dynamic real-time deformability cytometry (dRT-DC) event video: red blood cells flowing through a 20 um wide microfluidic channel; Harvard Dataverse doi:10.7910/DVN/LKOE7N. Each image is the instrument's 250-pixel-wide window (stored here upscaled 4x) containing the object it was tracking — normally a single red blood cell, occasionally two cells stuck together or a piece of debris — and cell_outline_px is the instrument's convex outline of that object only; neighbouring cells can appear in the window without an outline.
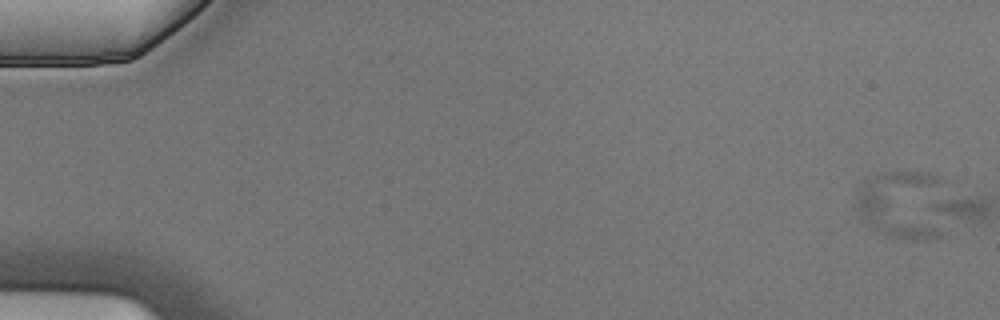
{"species": "Egyptian fruit bat (a non-hibernating species)", "species_latin": "Rousettus aegyptiacus", "temperature_condition": "cold", "stored_images_in_passage": 6, "camera_frame_rate_fps": 3000, "um_per_image_px": 0.085, "animal": {"sex": "male"}, "frame": {"image": 1, "passage_image": 1, "time_ms": 0.0, "image_size_px": [1000, 320], "cell_outline_px": [[944, 236], [924, 240], [908, 240], [888, 236], [860, 220], [852, 208], [860, 188], [864, 184], [876, 176], [888, 172], [928, 172], [944, 180]], "centroid_in_image_um": [76.79, 17.43], "position_along_channel_um": 8.2, "area_um2": 37.45}}